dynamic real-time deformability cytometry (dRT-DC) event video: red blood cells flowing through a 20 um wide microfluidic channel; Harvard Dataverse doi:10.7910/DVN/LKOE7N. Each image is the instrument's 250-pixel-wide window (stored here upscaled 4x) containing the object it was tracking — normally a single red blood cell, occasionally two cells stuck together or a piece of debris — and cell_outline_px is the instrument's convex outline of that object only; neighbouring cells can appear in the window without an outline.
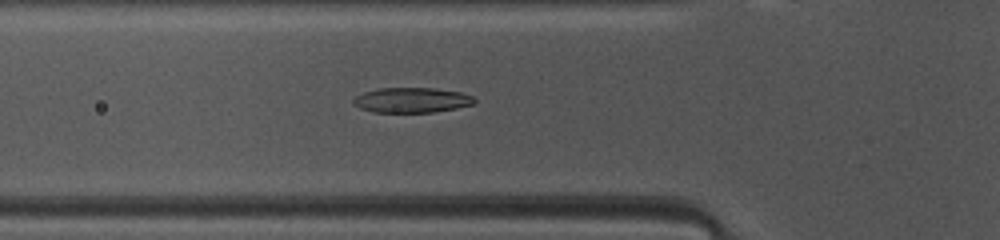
{"species": "common noctule bat (a hibernating species)", "species_latin": "Nyctalus noctula", "temperature_condition": "warm", "stored_images_in_passage": 46, "camera_frame_rate_fps": 3000, "um_per_image_px": 0.085, "animal": {"sex": "female", "body_mass_g": 10.0, "forearm_length_mm": 53.1}, "frame": {"image": 1, "passage_image": 14, "time_ms": 4.333, "image_size_px": [1000, 240], "cell_outline_px": [[476, 100], [472, 104], [456, 108], [432, 112], [376, 112], [360, 108], [352, 104], [352, 100], [356, 96], [364, 92], [376, 88], [432, 88], [460, 92], [472, 96]], "centroid_in_image_um": [34.96, 8.5], "position_along_channel_um": 90.8, "area_um2": 17.57}}
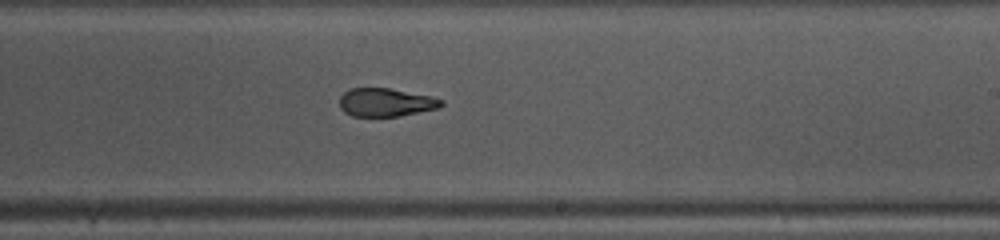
{"frame": {"image": 2, "passage_image": 26, "time_ms": 8.333, "image_size_px": [1000, 240], "cell_outline_px": [[444, 104], [440, 108], [400, 116], [352, 116], [344, 112], [340, 108], [340, 96], [344, 92], [352, 88], [388, 88], [432, 96], [444, 100]], "centroid_in_image_um": [32.82, 8.7], "position_along_channel_um": 256.2, "area_um2": 16.88}}
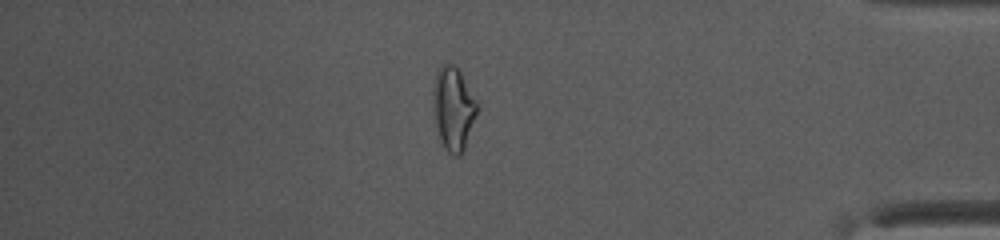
{"frame": {"image": 3, "passage_image": 39, "time_ms": 12.667, "image_size_px": [1000, 240], "cell_outline_px": [[476, 112], [464, 148], [460, 156], [452, 156], [444, 148], [440, 140], [432, 108], [432, 92], [436, 72], [444, 64], [456, 64], [460, 68], [476, 100]], "centroid_in_image_um": [38.5, 9.18], "position_along_channel_um": 396.7, "area_um2": 21.33}, "authors_computed_cell_mechanics": {"area_um2": 18.4093, "velocity_mm_per_s": 4.1169, "shape_relaxation_time_tau1_ms": 5.0913, "shape_relaxation_time_tau2_ms": 1.5466, "deformation_change_tau1": 0.1708, "deformation_change_tau2": 0.0871}}